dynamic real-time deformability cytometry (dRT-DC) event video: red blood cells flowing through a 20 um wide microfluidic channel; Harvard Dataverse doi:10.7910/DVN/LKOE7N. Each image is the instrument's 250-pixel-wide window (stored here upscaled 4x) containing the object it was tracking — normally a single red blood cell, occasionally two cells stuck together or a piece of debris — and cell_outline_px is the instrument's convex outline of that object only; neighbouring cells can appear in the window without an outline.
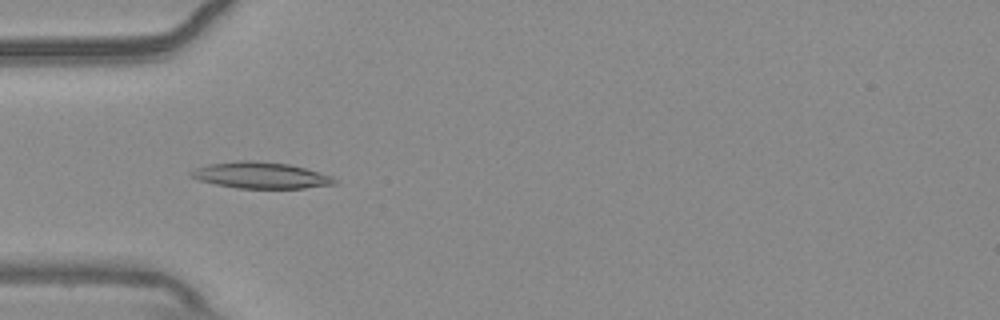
{"species": "common noctule bat (a hibernating species)", "species_latin": "Nyctalus noctula", "temperature_condition": "warm", "stored_images_in_passage": 53, "camera_frame_rate_fps": 3000, "um_per_image_px": 0.085, "animal": {"sex": "male", "body_mass_g": 20.4}, "frame": {"image": 1, "passage_image": 16, "time_ms": 5.0, "image_size_px": [1000, 320], "cell_outline_px": [[336, 184], [304, 188], [236, 188], [216, 184], [200, 180], [188, 176], [188, 172], [196, 168], [208, 164], [236, 160], [252, 160], [288, 164], [304, 168], [332, 176], [336, 180]], "centroid_in_image_um": [22.12, 14.89], "position_along_channel_um": 62.9, "area_um2": 21.96}}
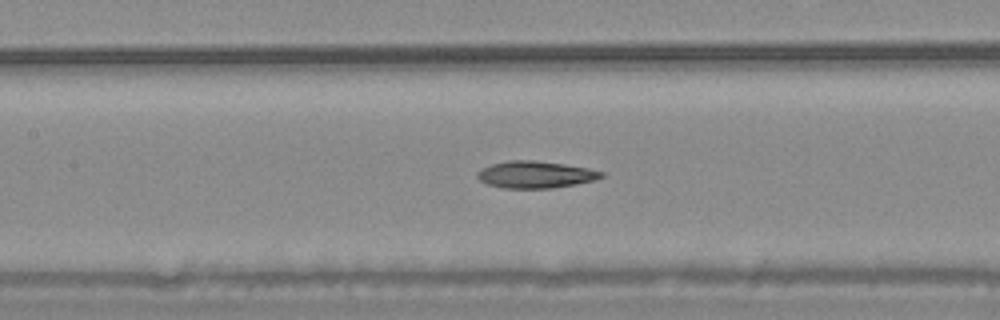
{"frame": {"image": 2, "passage_image": 24, "time_ms": 7.667, "image_size_px": [1000, 320], "cell_outline_px": [[604, 176], [596, 180], [576, 184], [552, 188], [504, 188], [488, 184], [480, 180], [476, 176], [476, 172], [480, 168], [492, 164], [508, 160], [532, 160], [564, 164], [588, 168], [604, 172]], "centroid_in_image_um": [45.5, 14.84], "position_along_channel_um": 161.9, "area_um2": 19.54}}
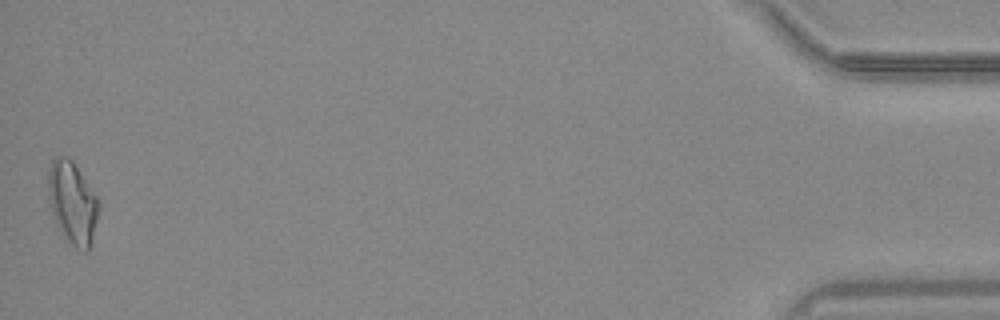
{"frame": {"image": 3, "passage_image": 53, "time_ms": 17.333, "image_size_px": [1000, 320], "cell_outline_px": [[100, 208], [92, 236], [88, 248], [84, 252], [68, 244], [64, 240], [56, 224], [52, 212], [48, 196], [48, 172], [52, 160], [56, 156], [68, 156], [72, 160], [96, 196]], "centroid_in_image_um": [6.13, 17.24], "position_along_channel_um": 429.1, "area_um2": 24.16}, "authors_computed_cell_mechanics": {"area_um2": 19.941, "velocity_mm_per_s": 3.7377, "shape_relaxation_time_tau1_ms": null, "shape_relaxation_time_tau2_ms": 6.5488, "deformation_change_tau1": null, "deformation_change_tau2": 0.1773}}